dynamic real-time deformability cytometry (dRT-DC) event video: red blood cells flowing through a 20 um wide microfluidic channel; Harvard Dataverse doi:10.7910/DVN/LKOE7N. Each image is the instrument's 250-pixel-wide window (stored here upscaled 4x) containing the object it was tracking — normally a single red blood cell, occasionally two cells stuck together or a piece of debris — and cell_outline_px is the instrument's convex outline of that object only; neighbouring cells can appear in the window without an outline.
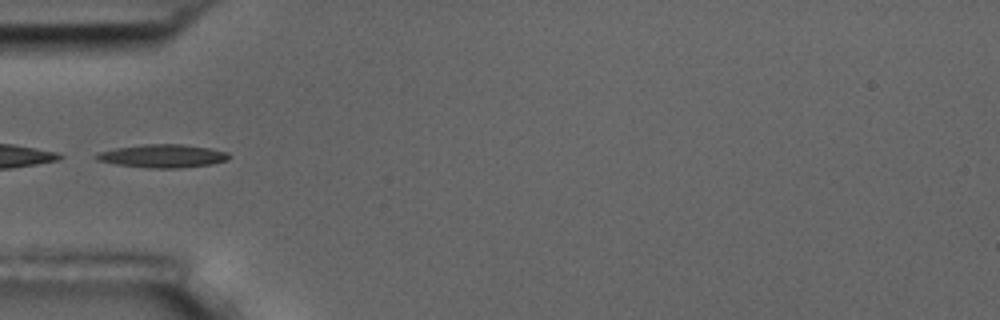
{"species": "common noctule bat (a hibernating species)", "species_latin": "Nyctalus noctula", "temperature_condition": "room temperature", "stored_images_in_passage": 7, "camera_frame_rate_fps": 3000, "um_per_image_px": 0.085, "animal": {"sex": "male", "body_mass_g": 17.5, "forearm_length_mm": 52.3}, "frame": {"image": 1, "passage_image": 4, "time_ms": 3.667, "image_size_px": [1000, 320], "cell_outline_px": [[232, 156], [228, 160], [212, 164], [180, 168], [148, 168], [116, 164], [96, 160], [92, 156], [96, 152], [116, 148], [144, 144], [184, 144], [208, 148], [228, 152]], "centroid_in_image_um": [13.81, 13.26], "position_along_channel_um": 71.2, "area_um2": 18.15}}
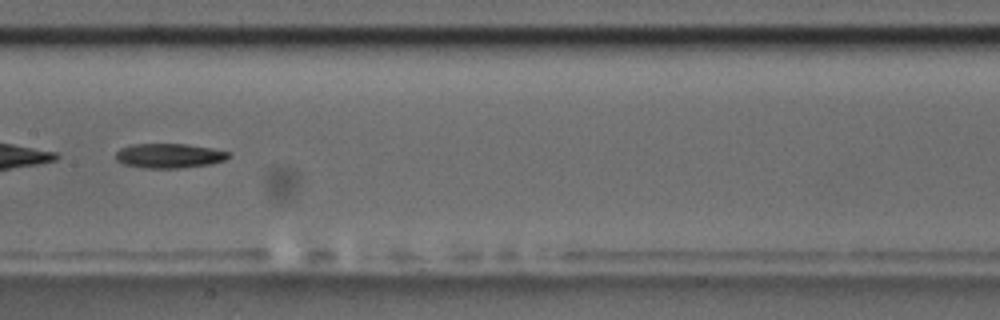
{"frame": {"image": 2, "passage_image": 7, "time_ms": 7.0, "image_size_px": [1000, 320], "cell_outline_px": [[232, 156], [224, 160], [212, 164], [180, 168], [144, 168], [124, 164], [116, 160], [116, 152], [120, 148], [132, 144], [188, 144], [212, 148], [228, 152]], "centroid_in_image_um": [14.39, 13.24], "position_along_channel_um": 193.0, "area_um2": 16.24}}